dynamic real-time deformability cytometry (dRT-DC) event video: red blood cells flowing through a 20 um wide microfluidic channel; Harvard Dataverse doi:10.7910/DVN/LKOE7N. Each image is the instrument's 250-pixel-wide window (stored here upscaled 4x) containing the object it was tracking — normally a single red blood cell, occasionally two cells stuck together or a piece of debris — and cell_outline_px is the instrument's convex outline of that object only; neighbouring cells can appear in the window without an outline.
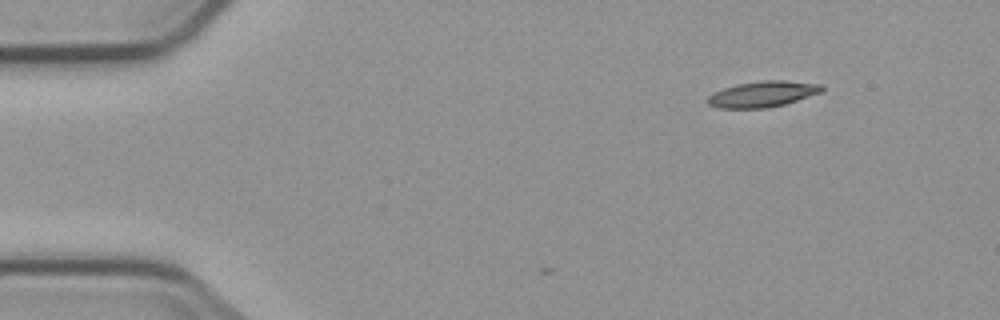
{"species": "common noctule bat (a hibernating species)", "species_latin": "Nyctalus noctula", "temperature_condition": "cold", "stored_images_in_passage": 4, "segment_of_instrument_passage": [2, 2], "camera_frame_rate_fps": 3000, "um_per_image_px": 0.085, "animal": {"sex": "male", "body_mass_g": 23.1, "forearm_length_mm": 52.7}, "frame": {"image": 1, "passage_image": 4, "time_ms": 4.333, "image_size_px": [1000, 320], "cell_outline_px": [[824, 88], [820, 92], [784, 104], [768, 108], [716, 108], [708, 104], [704, 100], [708, 96], [724, 88], [736, 84], [764, 80], [784, 80], [824, 84]], "centroid_in_image_um": [64.8, 7.99], "position_along_channel_um": 20.2, "area_um2": 17.22}}